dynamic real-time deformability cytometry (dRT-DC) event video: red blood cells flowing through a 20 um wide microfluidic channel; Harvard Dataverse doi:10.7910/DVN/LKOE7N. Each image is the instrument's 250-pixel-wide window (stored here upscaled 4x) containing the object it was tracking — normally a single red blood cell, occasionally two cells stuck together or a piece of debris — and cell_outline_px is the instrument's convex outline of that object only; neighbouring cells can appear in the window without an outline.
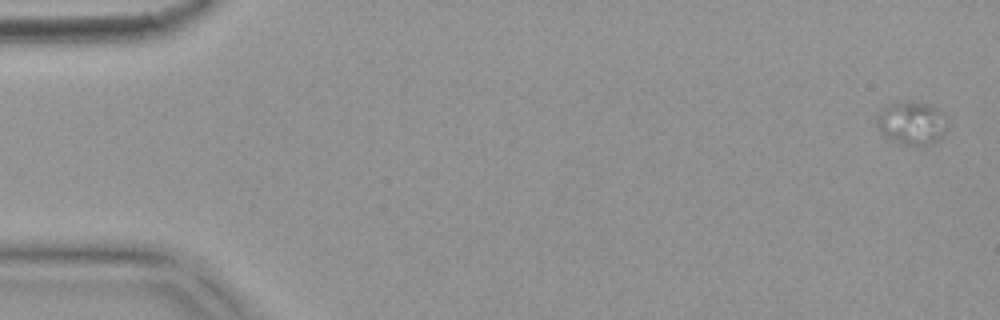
{"species": "common noctule bat (a hibernating species)", "species_latin": "Nyctalus noctula", "temperature_condition": "warm", "stored_images_in_passage": 3, "camera_frame_rate_fps": 3000, "um_per_image_px": 0.085, "animal": {"sex": "female", "body_mass_g": 18.4}, "frame": {"image": 1, "passage_image": 1, "time_ms": 0.0, "image_size_px": [1000, 320], "cell_outline_px": [[948, 128], [944, 136], [928, 144], [904, 144], [884, 136], [880, 132], [876, 124], [876, 116], [880, 108], [896, 100], [912, 100], [932, 104], [948, 116]], "centroid_in_image_um": [77.51, 10.38], "position_along_channel_um": 7.5, "area_um2": 18.5}}
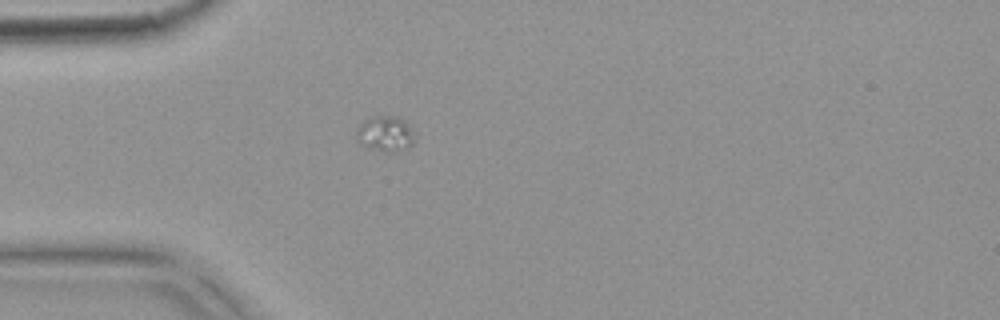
{"frame": {"image": 2, "passage_image": 3, "time_ms": 0.667, "image_size_px": [1000, 320], "cell_outline_px": [[416, 140], [412, 144], [392, 152], [384, 152], [360, 144], [356, 140], [356, 128], [364, 120], [376, 116], [396, 116], [404, 120], [416, 132]], "centroid_in_image_um": [32.76, 11.35], "position_along_channel_um": 52.2, "area_um2": 12.14}}